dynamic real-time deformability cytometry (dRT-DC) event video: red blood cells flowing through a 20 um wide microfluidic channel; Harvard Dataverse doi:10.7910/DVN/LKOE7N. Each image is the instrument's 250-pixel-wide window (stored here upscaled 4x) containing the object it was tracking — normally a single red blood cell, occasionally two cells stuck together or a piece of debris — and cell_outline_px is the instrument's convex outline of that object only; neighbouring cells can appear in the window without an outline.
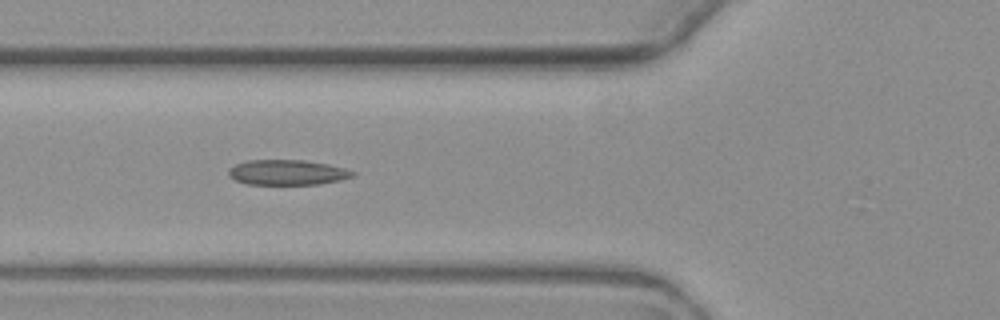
{"species": "common noctule bat (a hibernating species)", "species_latin": "Nyctalus noctula", "temperature_condition": "warm", "stored_images_in_passage": 7, "camera_frame_rate_fps": 3000, "um_per_image_px": 0.085, "animal": {"sex": "female", "body_mass_g": 19.3, "forearm_length_mm": 54.1}, "frame": {"image": 1, "passage_image": 5, "time_ms": 5.667, "image_size_px": [1000, 320], "cell_outline_px": [[356, 172], [352, 176], [340, 180], [320, 184], [248, 184], [236, 180], [228, 176], [228, 168], [236, 164], [248, 160], [304, 160], [328, 164], [344, 168]], "centroid_in_image_um": [24.4, 14.65], "position_along_channel_um": 101.4, "area_um2": 18.15}}
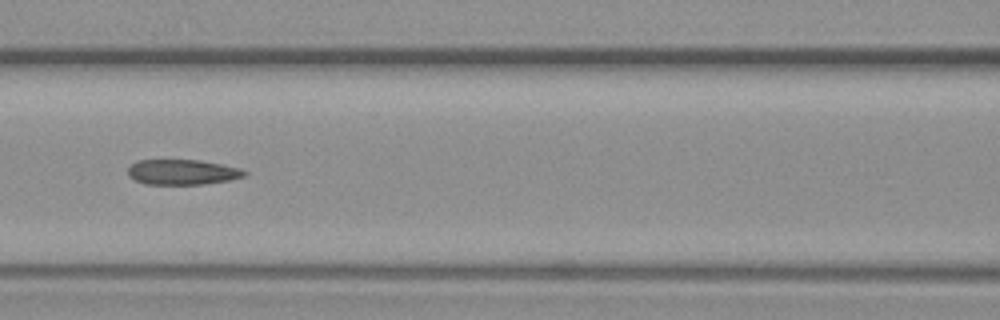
{"frame": {"image": 2, "passage_image": 6, "time_ms": 7.0, "image_size_px": [1000, 320], "cell_outline_px": [[248, 172], [244, 176], [228, 180], [204, 184], [144, 184], [128, 176], [128, 168], [132, 164], [140, 160], [200, 160], [240, 168]], "centroid_in_image_um": [15.49, 14.63], "position_along_channel_um": 151.1, "area_um2": 16.99}}
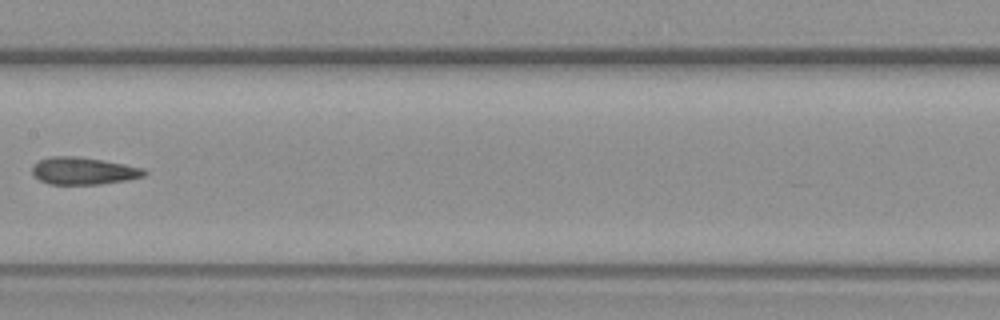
{"frame": {"image": 3, "passage_image": 7, "time_ms": 8.333, "image_size_px": [1000, 320], "cell_outline_px": [[148, 172], [144, 176], [128, 180], [100, 184], [48, 184], [32, 176], [32, 164], [48, 156], [76, 156], [104, 160], [144, 168]], "centroid_in_image_um": [7.07, 14.52], "position_along_channel_um": 200.3, "area_um2": 18.03}}